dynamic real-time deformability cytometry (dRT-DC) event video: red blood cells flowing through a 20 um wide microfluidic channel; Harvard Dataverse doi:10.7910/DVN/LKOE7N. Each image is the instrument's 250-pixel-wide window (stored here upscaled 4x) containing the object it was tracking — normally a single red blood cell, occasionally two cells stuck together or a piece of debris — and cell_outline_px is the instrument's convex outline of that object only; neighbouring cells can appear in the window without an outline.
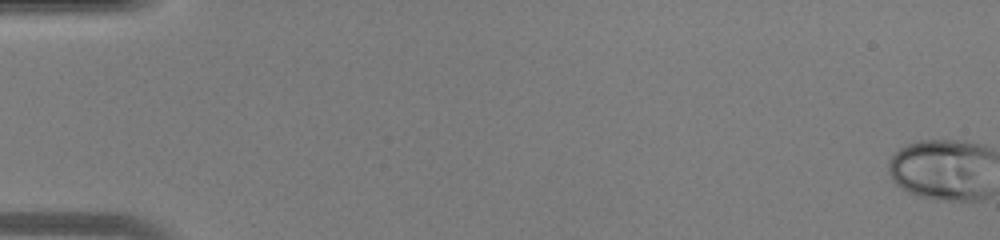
{"species": "human", "species_latin": "Homo sapiens", "temperature_condition": "warm", "stored_images_in_passage": 10, "camera_frame_rate_fps": 3000, "um_per_image_px": 0.085, "donor": {"sex": "male"}, "frame": {"image": 1, "passage_image": 1, "time_ms": 0.0, "image_size_px": [1000, 240], "cell_outline_px": [[968, 148], [960, 192], [952, 196], [948, 196], [924, 192], [912, 188], [904, 184], [896, 176], [892, 168], [892, 164], [896, 156], [900, 152], [916, 144], [944, 144]], "centroid_in_image_um": [79.21, 14.29], "position_along_channel_um": 5.8, "area_um2": 22.31}}